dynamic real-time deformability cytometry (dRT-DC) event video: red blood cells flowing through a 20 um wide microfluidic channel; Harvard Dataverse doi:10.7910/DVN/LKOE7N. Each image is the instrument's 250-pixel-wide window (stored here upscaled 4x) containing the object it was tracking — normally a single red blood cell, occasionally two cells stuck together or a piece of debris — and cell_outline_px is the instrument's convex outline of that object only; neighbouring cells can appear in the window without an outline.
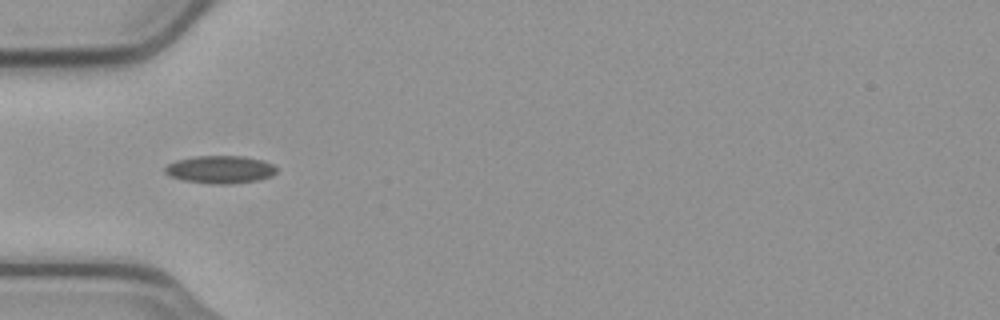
{"species": "common noctule bat (a hibernating species)", "species_latin": "Nyctalus noctula", "temperature_condition": "cold", "stored_images_in_passage": 7, "camera_frame_rate_fps": 3000, "um_per_image_px": 0.085, "animal": {"sex": "male", "body_mass_g": 23.1, "forearm_length_mm": 52.7}, "frame": {"image": 1, "passage_image": 3, "time_ms": 0.667, "image_size_px": [1000, 320], "cell_outline_px": [[276, 172], [272, 176], [256, 180], [224, 184], [212, 184], [184, 180], [168, 176], [164, 172], [164, 168], [168, 164], [176, 160], [196, 156], [244, 156], [264, 160], [272, 164], [276, 168]], "centroid_in_image_um": [18.7, 14.4], "position_along_channel_um": 66.3, "area_um2": 17.98}}